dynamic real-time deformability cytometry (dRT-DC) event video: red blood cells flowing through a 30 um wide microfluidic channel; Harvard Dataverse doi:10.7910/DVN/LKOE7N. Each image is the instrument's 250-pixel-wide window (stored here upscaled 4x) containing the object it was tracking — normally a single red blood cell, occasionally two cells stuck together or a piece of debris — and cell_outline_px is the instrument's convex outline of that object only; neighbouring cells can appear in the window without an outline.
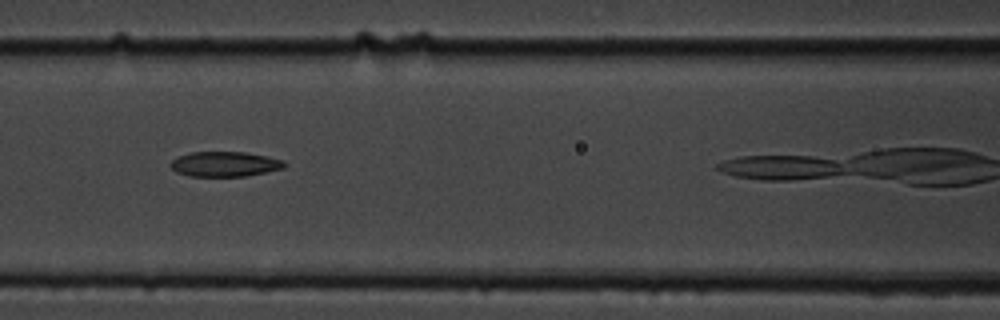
{"species": "common noctule bat (a hibernating species)", "species_latin": "Nyctalus noctula", "temperature_condition": "cold", "stored_images_in_passage": 35, "camera_frame_rate_fps": 3000, "um_per_image_px": 0.085, "animal": {"sex": "male", "body_mass_g": 19.5, "forearm_length_mm": 54.6}, "frame": {"image": 1, "passage_image": 16, "time_ms": 5.0, "image_size_px": [1000, 320], "cell_outline_px": [[288, 164], [284, 168], [244, 176], [188, 176], [176, 172], [168, 164], [172, 160], [180, 156], [192, 152], [244, 152], [268, 156], [284, 160]], "centroid_in_image_um": [19.12, 13.94], "position_along_channel_um": 147.5, "area_um2": 16.59}}